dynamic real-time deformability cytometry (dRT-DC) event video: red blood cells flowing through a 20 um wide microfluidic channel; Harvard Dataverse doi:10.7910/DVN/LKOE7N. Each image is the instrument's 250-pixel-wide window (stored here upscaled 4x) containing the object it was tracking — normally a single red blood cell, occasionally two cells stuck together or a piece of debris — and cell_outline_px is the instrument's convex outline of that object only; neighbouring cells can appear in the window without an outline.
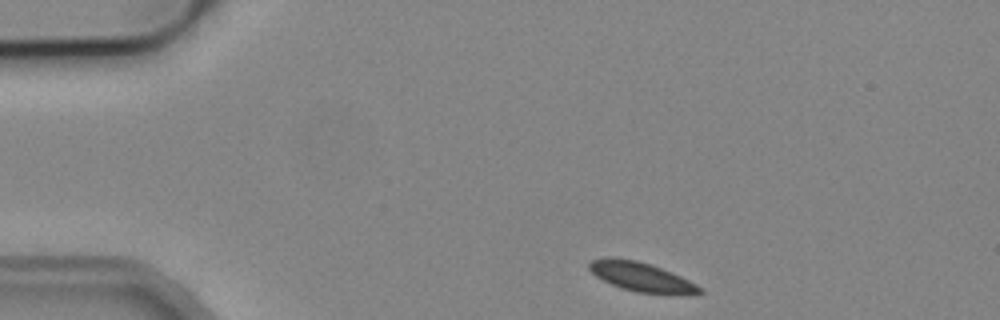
{"species": "common noctule bat (a hibernating species)", "species_latin": "Nyctalus noctula", "temperature_condition": "cold", "stored_images_in_passage": 13, "camera_frame_rate_fps": 3000, "um_per_image_px": 0.085, "animal": {"sex": "male", "body_mass_g": 19.2, "forearm_length_mm": 51.8}, "frame": {"image": 1, "passage_image": 1, "time_ms": 0.0, "image_size_px": [1000, 320], "cell_outline_px": [[704, 292], [688, 296], [680, 296], [636, 292], [620, 288], [596, 276], [588, 268], [588, 264], [592, 260], [636, 260], [660, 268], [680, 276], [704, 288]], "centroid_in_image_um": [54.66, 23.63], "position_along_channel_um": 30.3, "area_um2": 18.5}}
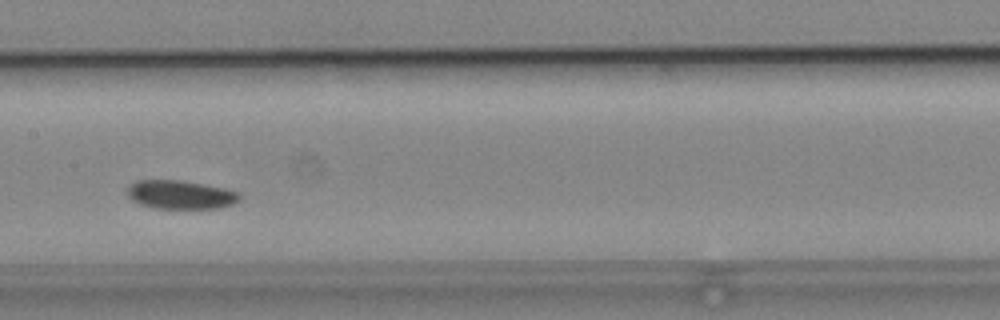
{"frame": {"image": 2, "passage_image": 6, "time_ms": 6.0, "image_size_px": [1000, 320], "cell_outline_px": [[240, 200], [232, 204], [220, 208], [152, 208], [140, 204], [132, 200], [128, 196], [128, 184], [136, 180], [180, 180], [224, 188], [240, 192]], "centroid_in_image_um": [15.33, 16.54], "position_along_channel_um": 192.1, "area_um2": 18.79}}
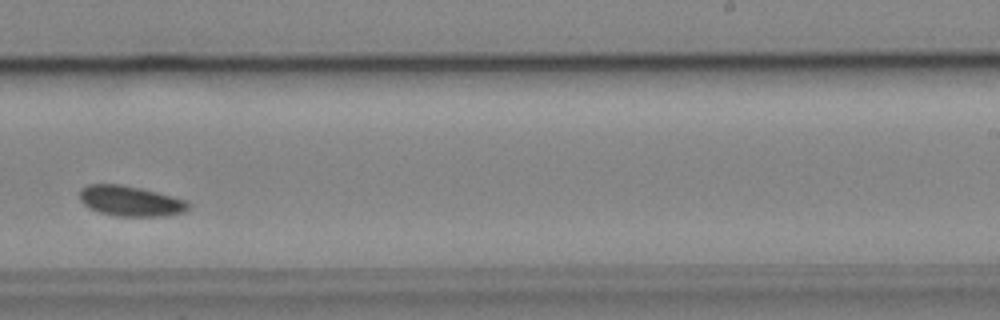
{"frame": {"image": 3, "passage_image": 8, "time_ms": 8.333, "image_size_px": [1000, 320], "cell_outline_px": [[188, 208], [184, 212], [164, 216], [120, 216], [100, 212], [84, 204], [80, 200], [80, 188], [88, 184], [120, 184], [140, 188], [188, 200]], "centroid_in_image_um": [11.09, 17.08], "position_along_channel_um": 277.9, "area_um2": 19.02}}